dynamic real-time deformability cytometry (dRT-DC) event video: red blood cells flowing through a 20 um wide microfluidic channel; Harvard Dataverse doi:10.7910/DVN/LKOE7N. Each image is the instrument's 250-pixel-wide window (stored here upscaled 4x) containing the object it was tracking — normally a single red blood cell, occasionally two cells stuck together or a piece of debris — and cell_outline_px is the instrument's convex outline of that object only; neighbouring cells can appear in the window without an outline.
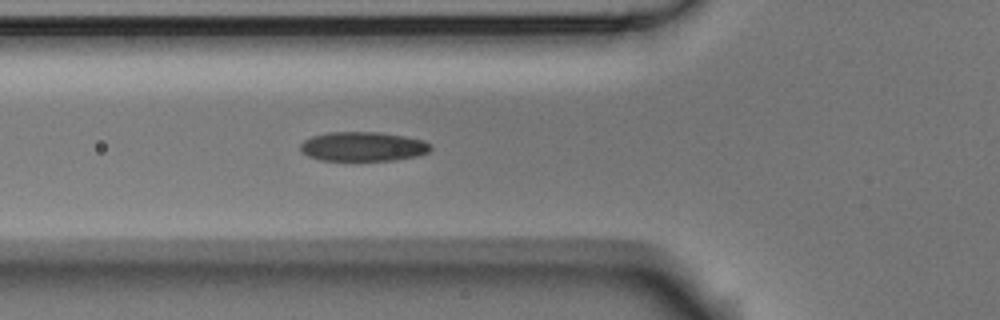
{"species": "Egyptian fruit bat (a non-hibernating species)", "species_latin": "Rousettus aegyptiacus", "temperature_condition": "room temperature", "stored_images_in_passage": 5, "camera_frame_rate_fps": 3000, "um_per_image_px": 0.085, "animal": {"sex": "male"}, "frame": {"image": 1, "passage_image": 5, "time_ms": 1.333, "image_size_px": [1000, 320], "cell_outline_px": [[432, 148], [428, 152], [416, 156], [396, 160], [320, 160], [308, 156], [300, 152], [300, 144], [304, 140], [312, 136], [328, 132], [380, 132], [404, 136], [424, 140], [432, 144]], "centroid_in_image_um": [30.85, 12.45], "position_along_channel_um": 94.9, "area_um2": 22.43}}